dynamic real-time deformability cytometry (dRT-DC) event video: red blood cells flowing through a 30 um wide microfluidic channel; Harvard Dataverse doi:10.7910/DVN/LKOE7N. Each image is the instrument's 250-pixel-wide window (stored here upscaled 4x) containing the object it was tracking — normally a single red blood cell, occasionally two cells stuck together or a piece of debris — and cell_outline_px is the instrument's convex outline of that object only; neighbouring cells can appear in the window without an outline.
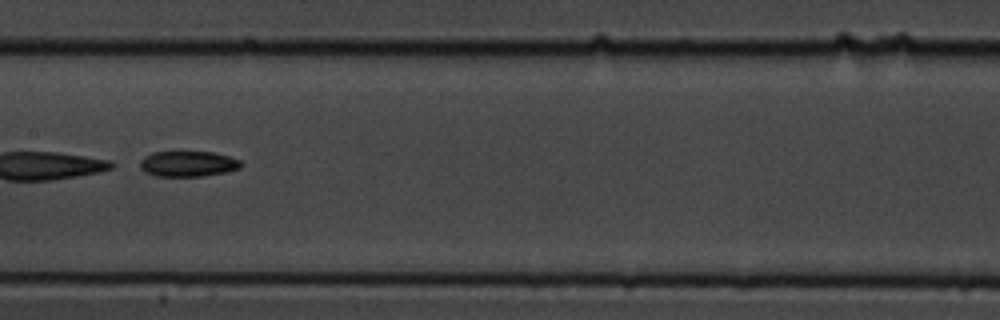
{"species": "common noctule bat (a hibernating species)", "species_latin": "Nyctalus noctula", "temperature_condition": "cold", "stored_images_in_passage": 11, "camera_frame_rate_fps": 3000, "um_per_image_px": 0.085, "animal": {"sex": "male", "body_mass_g": 19.5, "forearm_length_mm": 54.6}, "frame": {"image": 1, "passage_image": 8, "time_ms": 2.333, "image_size_px": [1000, 320], "cell_outline_px": [[244, 164], [240, 168], [224, 172], [204, 176], [156, 176], [144, 172], [140, 168], [140, 160], [144, 156], [152, 152], [212, 152], [228, 156], [240, 160]], "centroid_in_image_um": [15.96, 13.92], "position_along_channel_um": 191.4, "area_um2": 15.09}}
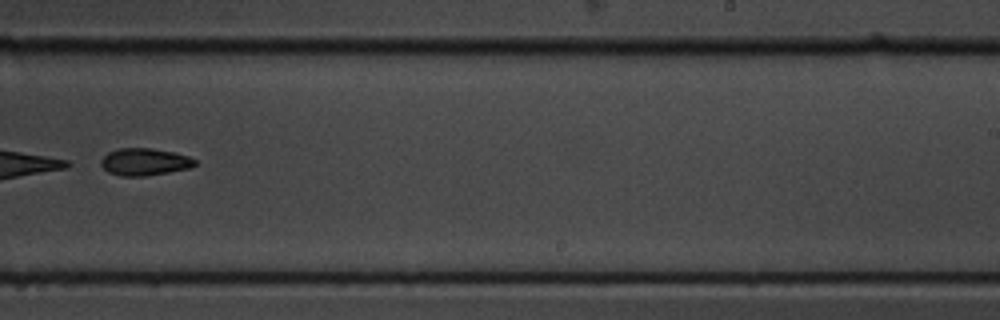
{"frame": {"image": 2, "passage_image": 10, "time_ms": 3.0, "image_size_px": [1000, 320], "cell_outline_px": [[196, 164], [192, 168], [144, 176], [120, 176], [108, 172], [100, 164], [100, 160], [108, 152], [120, 148], [152, 148], [172, 152], [188, 156], [196, 160]], "centroid_in_image_um": [12.28, 13.76], "position_along_channel_um": 276.7, "area_um2": 14.91}}